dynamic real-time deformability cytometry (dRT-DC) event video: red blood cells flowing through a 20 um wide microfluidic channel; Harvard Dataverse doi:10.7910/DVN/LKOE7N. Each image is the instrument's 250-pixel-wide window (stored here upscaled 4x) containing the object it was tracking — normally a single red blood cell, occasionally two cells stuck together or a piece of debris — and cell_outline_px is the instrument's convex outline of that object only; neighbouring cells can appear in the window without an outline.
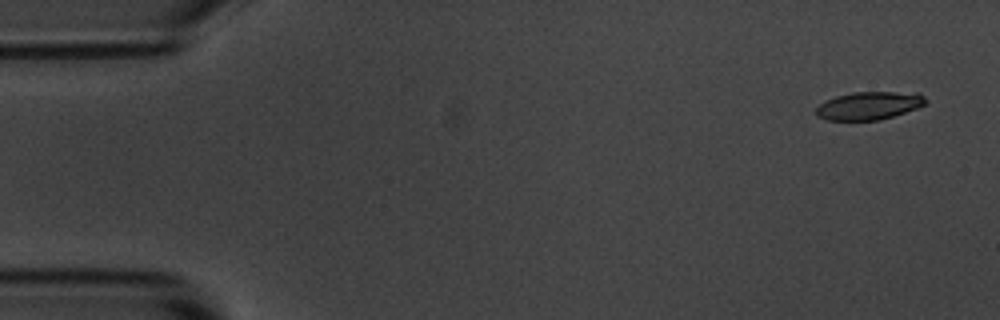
{"species": "common noctule bat (a hibernating species)", "species_latin": "Nyctalus noctula", "temperature_condition": "room temperature", "stored_images_in_passage": 6, "camera_frame_rate_fps": 3000, "um_per_image_px": 0.085, "animal": {"sex": "male", "body_mass_g": 20.1, "forearm_length_mm": 53.5}, "frame": {"image": 1, "passage_image": 1, "time_ms": 0.0, "image_size_px": [1000, 320], "cell_outline_px": [[928, 100], [924, 104], [916, 108], [880, 120], [828, 120], [816, 116], [816, 108], [824, 100], [836, 96], [852, 92], [916, 92], [924, 96]], "centroid_in_image_um": [73.85, 8.97], "position_along_channel_um": 11.2, "area_um2": 17.86}}